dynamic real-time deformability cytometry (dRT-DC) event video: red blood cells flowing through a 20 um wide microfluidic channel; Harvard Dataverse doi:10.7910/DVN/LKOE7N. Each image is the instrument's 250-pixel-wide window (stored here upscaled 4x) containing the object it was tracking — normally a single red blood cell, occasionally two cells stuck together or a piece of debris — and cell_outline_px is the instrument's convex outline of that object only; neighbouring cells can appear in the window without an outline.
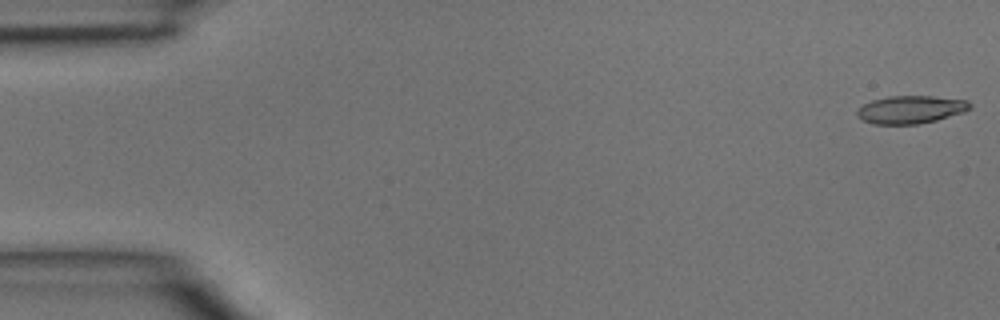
{"species": "common noctule bat (a hibernating species)", "species_latin": "Nyctalus noctula", "temperature_condition": "room temperature", "stored_images_in_passage": 11, "camera_frame_rate_fps": 3000, "um_per_image_px": 0.085, "animal": {"sex": "male", "body_mass_g": 15.6}, "frame": {"image": 1, "passage_image": 1, "time_ms": 0.0, "image_size_px": [1000, 320], "cell_outline_px": [[972, 108], [964, 112], [936, 120], [916, 124], [872, 124], [856, 116], [856, 112], [864, 104], [872, 100], [888, 96], [932, 96], [968, 100], [972, 104]], "centroid_in_image_um": [77.43, 9.31], "position_along_channel_um": 7.6, "area_um2": 18.32}}
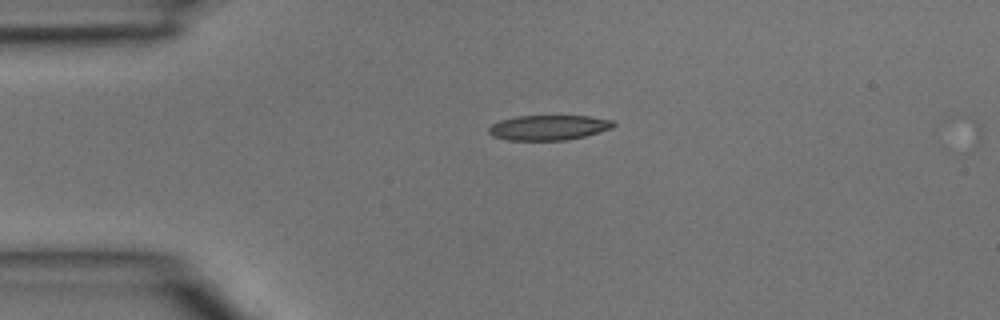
{"frame": {"image": 2, "passage_image": 10, "time_ms": 3.0, "image_size_px": [1000, 320], "cell_outline_px": [[616, 124], [612, 128], [584, 136], [564, 140], [508, 140], [492, 136], [488, 132], [488, 128], [492, 124], [500, 120], [516, 116], [588, 116], [612, 120]], "centroid_in_image_um": [46.6, 10.84], "position_along_channel_um": 38.4, "area_um2": 18.09}}